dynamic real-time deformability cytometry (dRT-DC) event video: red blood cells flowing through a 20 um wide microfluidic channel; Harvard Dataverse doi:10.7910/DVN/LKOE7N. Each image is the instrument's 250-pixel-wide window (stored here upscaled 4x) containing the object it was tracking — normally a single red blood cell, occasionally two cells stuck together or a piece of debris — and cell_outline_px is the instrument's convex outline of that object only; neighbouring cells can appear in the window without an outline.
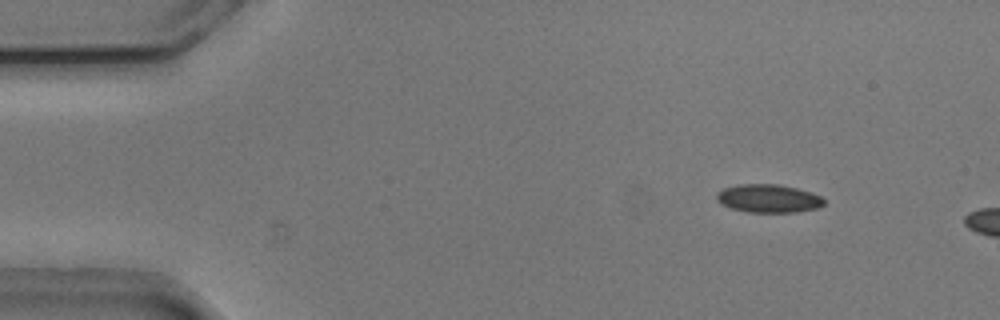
{"species": "common noctule bat (a hibernating species)", "species_latin": "Nyctalus noctula", "temperature_condition": "cold", "stored_images_in_passage": 12, "camera_frame_rate_fps": 3000, "um_per_image_px": 0.085, "animal": {"sex": "male", "body_mass_g": 20.5, "forearm_length_mm": 52.5}, "frame": {"image": 1, "passage_image": 7, "time_ms": 2.0, "image_size_px": [1000, 320], "cell_outline_px": [[824, 204], [816, 208], [796, 212], [748, 212], [732, 208], [720, 204], [716, 200], [716, 192], [724, 188], [740, 184], [780, 184], [812, 192], [820, 196], [824, 200]], "centroid_in_image_um": [65.29, 16.86], "position_along_channel_um": 19.7, "area_um2": 17.69}}